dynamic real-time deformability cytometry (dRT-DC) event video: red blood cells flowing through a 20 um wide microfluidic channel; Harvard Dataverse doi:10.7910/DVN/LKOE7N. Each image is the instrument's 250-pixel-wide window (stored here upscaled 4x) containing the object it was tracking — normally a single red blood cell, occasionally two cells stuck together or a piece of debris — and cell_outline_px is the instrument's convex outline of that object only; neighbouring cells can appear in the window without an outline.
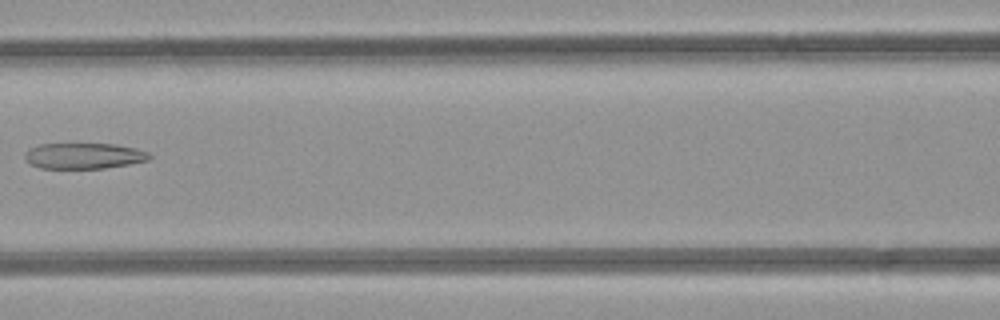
{"species": "common noctule bat (a hibernating species)", "species_latin": "Nyctalus noctula", "temperature_condition": "room temperature", "stored_images_in_passage": 7, "camera_frame_rate_fps": 3000, "um_per_image_px": 0.085, "animal": {"sex": "female", "body_mass_g": 21.9}, "frame": {"image": 1, "passage_image": 6, "time_ms": 6.667, "image_size_px": [1000, 320], "cell_outline_px": [[152, 156], [148, 160], [128, 164], [104, 168], [40, 168], [32, 164], [24, 156], [24, 152], [40, 144], [116, 144], [136, 148], [148, 152]], "centroid_in_image_um": [7.16, 13.24], "position_along_channel_um": 159.4, "area_um2": 18.55}}
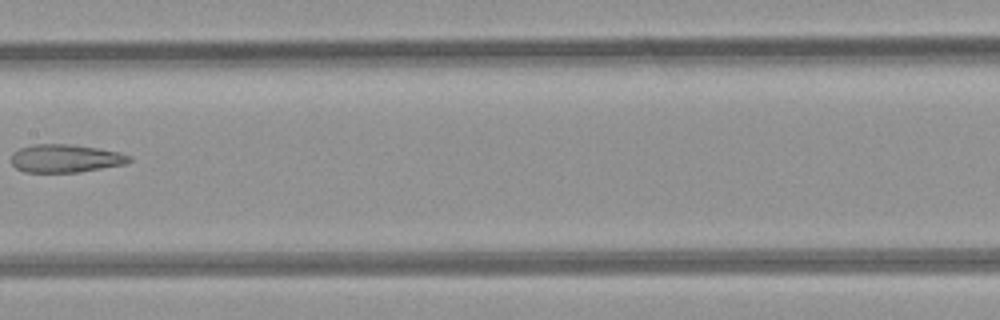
{"frame": {"image": 2, "passage_image": 7, "time_ms": 7.667, "image_size_px": [1000, 320], "cell_outline_px": [[132, 160], [124, 164], [76, 172], [24, 172], [16, 168], [12, 164], [12, 152], [20, 148], [32, 144], [68, 144], [96, 148], [120, 152], [132, 156]], "centroid_in_image_um": [5.54, 13.46], "position_along_channel_um": 201.9, "area_um2": 19.19}}